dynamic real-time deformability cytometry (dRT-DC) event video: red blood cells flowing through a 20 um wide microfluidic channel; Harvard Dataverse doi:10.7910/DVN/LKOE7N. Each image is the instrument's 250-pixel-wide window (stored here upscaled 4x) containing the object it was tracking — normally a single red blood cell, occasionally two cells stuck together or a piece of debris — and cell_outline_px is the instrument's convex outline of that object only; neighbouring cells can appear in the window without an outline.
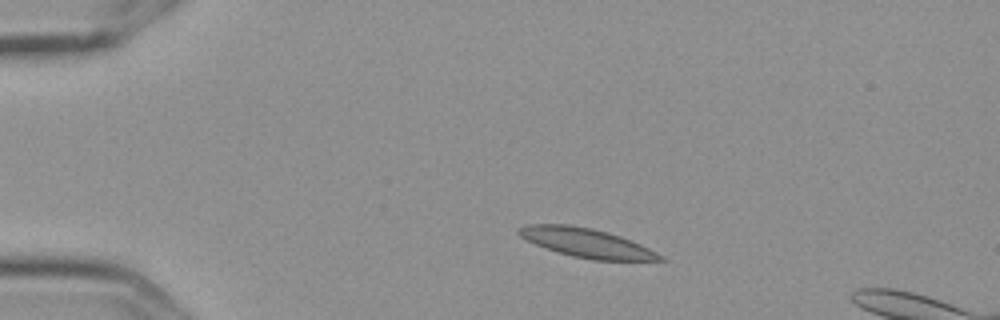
{"species": "Egyptian fruit bat (a non-hibernating species)", "species_latin": "Rousettus aegyptiacus", "temperature_condition": "cold", "stored_images_in_passage": 5, "camera_frame_rate_fps": 3000, "um_per_image_px": 0.085, "frame": {"image": 1, "passage_image": 2, "time_ms": 0.333, "image_size_px": [1000, 320], "cell_outline_px": [[668, 260], [592, 260], [572, 256], [556, 252], [544, 248], [520, 236], [516, 232], [516, 228], [528, 224], [568, 224], [592, 228], [620, 236], [640, 244], [664, 256]], "centroid_in_image_um": [49.82, 20.64], "position_along_channel_um": 35.2, "area_um2": 23.87}}
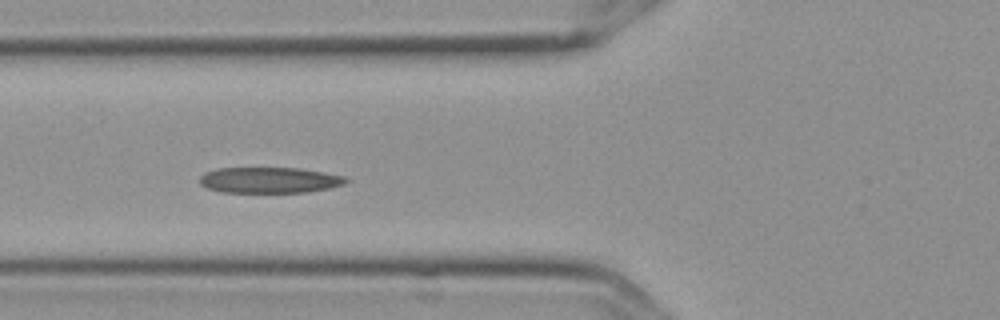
{"frame": {"image": 2, "passage_image": 4, "time_ms": 1.0, "image_size_px": [1000, 320], "cell_outline_px": [[348, 180], [344, 184], [328, 188], [308, 192], [220, 192], [208, 188], [200, 184], [200, 176], [204, 172], [216, 168], [300, 168], [324, 172], [344, 176]], "centroid_in_image_um": [22.88, 15.3], "position_along_channel_um": 102.9, "area_um2": 22.02}}
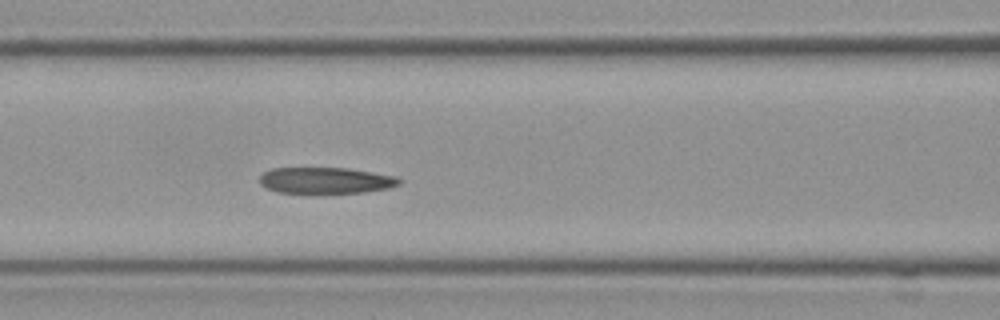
{"frame": {"image": 3, "passage_image": 5, "time_ms": 1.333, "image_size_px": [1000, 320], "cell_outline_px": [[404, 180], [400, 184], [388, 188], [364, 192], [276, 192], [264, 188], [260, 184], [260, 176], [264, 172], [272, 168], [348, 168], [396, 176]], "centroid_in_image_um": [27.69, 15.32], "position_along_channel_um": 138.9, "area_um2": 21.21}}